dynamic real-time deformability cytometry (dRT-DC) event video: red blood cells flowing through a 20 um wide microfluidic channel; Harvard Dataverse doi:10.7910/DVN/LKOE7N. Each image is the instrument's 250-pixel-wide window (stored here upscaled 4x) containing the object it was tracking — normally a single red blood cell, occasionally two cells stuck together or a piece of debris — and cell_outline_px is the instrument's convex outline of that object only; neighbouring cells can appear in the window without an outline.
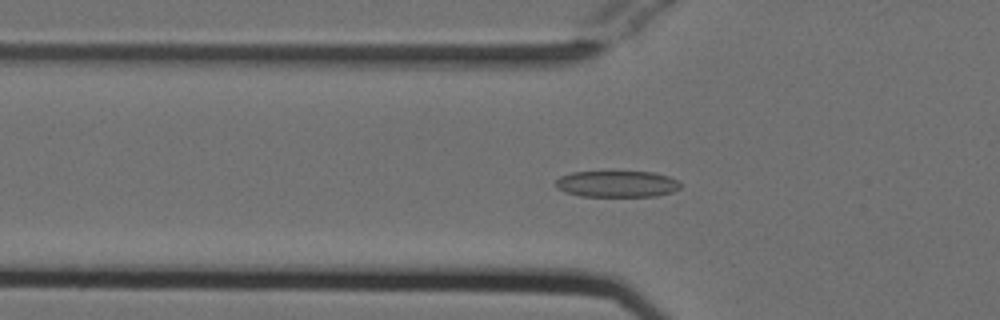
{"species": "Egyptian fruit bat (a non-hibernating species)", "species_latin": "Rousettus aegyptiacus", "temperature_condition": "cold", "stored_images_in_passage": 46, "camera_frame_rate_fps": 3000, "um_per_image_px": 0.085, "animal": {"sex": "female"}, "frame": {"image": 1, "passage_image": 11, "time_ms": 3.333, "image_size_px": [1000, 320], "cell_outline_px": [[680, 188], [672, 192], [656, 196], [580, 196], [564, 192], [556, 188], [556, 180], [560, 176], [572, 172], [612, 168], [652, 172], [668, 176], [680, 180]], "centroid_in_image_um": [52.42, 15.57], "position_along_channel_um": 73.4, "area_um2": 20.4}}
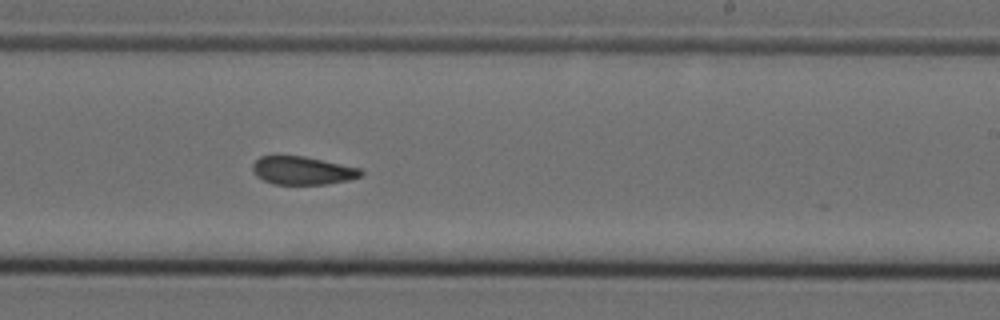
{"frame": {"image": 2, "passage_image": 26, "time_ms": 8.333, "image_size_px": [1000, 320], "cell_outline_px": [[364, 172], [360, 176], [348, 180], [328, 184], [272, 184], [256, 176], [252, 172], [252, 164], [260, 156], [304, 156], [360, 168]], "centroid_in_image_um": [25.69, 14.5], "position_along_channel_um": 263.3, "area_um2": 17.74}}
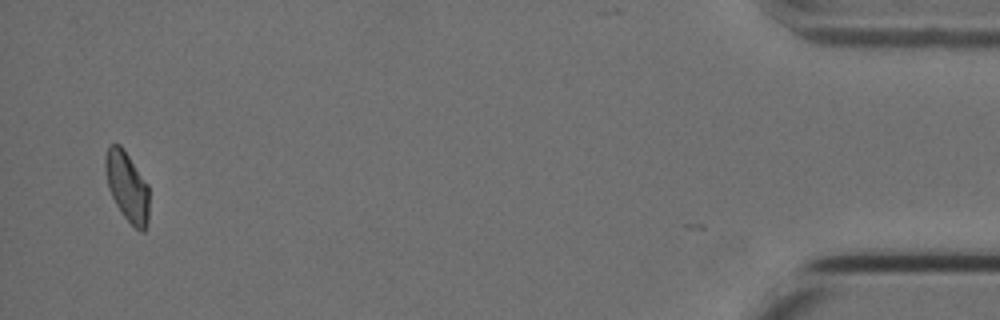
{"frame": {"image": 3, "passage_image": 45, "time_ms": 14.667, "image_size_px": [1000, 320], "cell_outline_px": [[148, 220], [144, 232], [140, 232], [120, 212], [108, 188], [104, 164], [104, 160], [108, 144], [120, 144], [148, 184]], "centroid_in_image_um": [10.79, 15.84], "position_along_channel_um": 424.4, "area_um2": 17.69}, "authors_computed_cell_mechanics": {"area_um2": 18.6694, "velocity_mm_per_s": 3.7996, "shape_relaxation_time_tau1_ms": null, "shape_relaxation_time_tau2_ms": 4.6566, "deformation_change_tau1": null, "deformation_change_tau2": 0.0962}}